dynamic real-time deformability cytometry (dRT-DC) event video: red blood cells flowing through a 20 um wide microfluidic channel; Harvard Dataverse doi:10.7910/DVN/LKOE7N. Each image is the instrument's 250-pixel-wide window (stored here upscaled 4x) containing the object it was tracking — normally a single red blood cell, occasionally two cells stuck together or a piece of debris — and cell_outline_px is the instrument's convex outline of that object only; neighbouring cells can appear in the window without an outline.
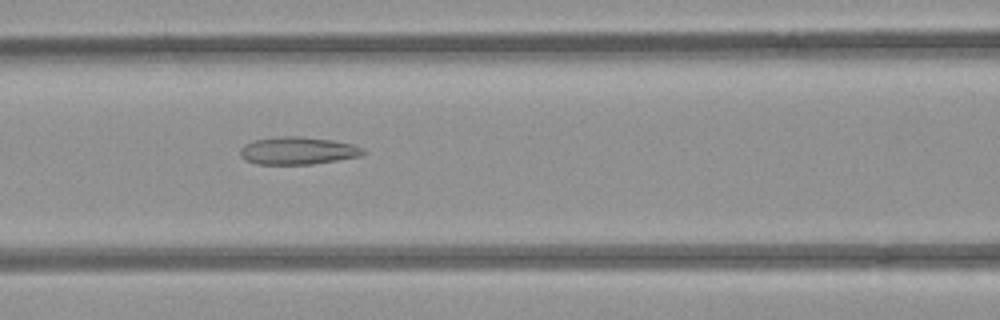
{"species": "common noctule bat (a hibernating species)", "species_latin": "Nyctalus noctula", "temperature_condition": "room temperature", "stored_images_in_passage": 8, "camera_frame_rate_fps": 3000, "um_per_image_px": 0.085, "animal": {"sex": "female", "body_mass_g": 21.9}, "frame": {"image": 1, "passage_image": 6, "time_ms": 6.667, "image_size_px": [1000, 320], "cell_outline_px": [[368, 152], [364, 156], [312, 164], [256, 164], [244, 160], [240, 156], [240, 148], [244, 144], [256, 140], [284, 136], [300, 136], [332, 140], [352, 144], [364, 148]], "centroid_in_image_um": [25.36, 12.82], "position_along_channel_um": 141.2, "area_um2": 19.94}}
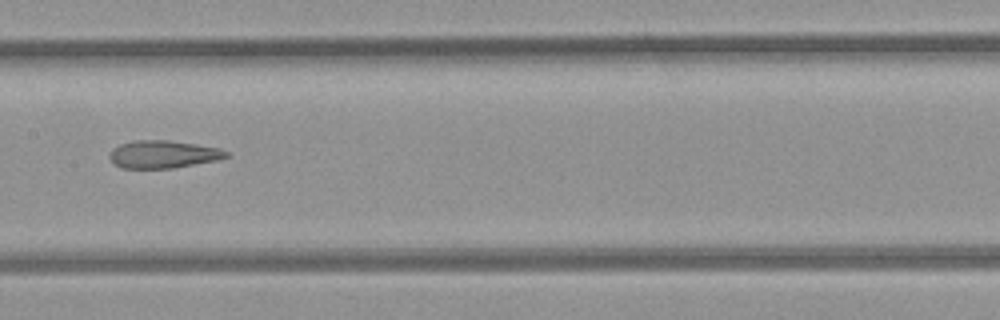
{"frame": {"image": 2, "passage_image": 7, "time_ms": 8.0, "image_size_px": [1000, 320], "cell_outline_px": [[228, 156], [216, 160], [172, 168], [120, 168], [108, 156], [112, 148], [120, 144], [136, 140], [168, 140], [220, 148], [228, 152]], "centroid_in_image_um": [13.84, 13.11], "position_along_channel_um": 193.6, "area_um2": 18.61}}
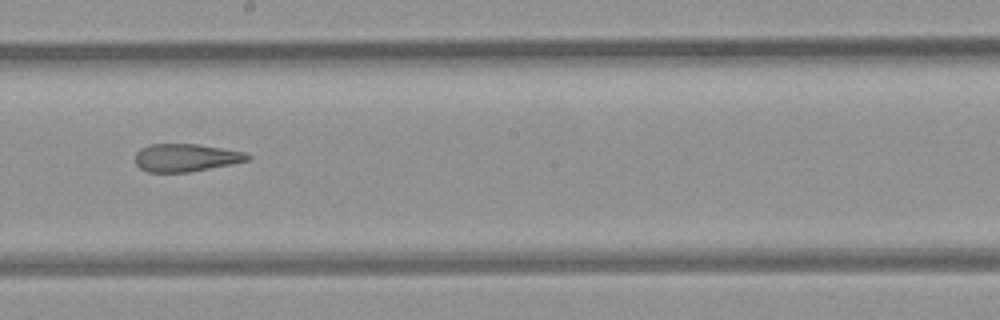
{"frame": {"image": 3, "passage_image": 8, "time_ms": 9.0, "image_size_px": [1000, 320], "cell_outline_px": [[252, 156], [248, 160], [188, 172], [148, 172], [140, 168], [136, 164], [136, 152], [140, 148], [152, 144], [200, 144], [244, 152]], "centroid_in_image_um": [15.76, 13.39], "position_along_channel_um": 232.4, "area_um2": 17.98}}